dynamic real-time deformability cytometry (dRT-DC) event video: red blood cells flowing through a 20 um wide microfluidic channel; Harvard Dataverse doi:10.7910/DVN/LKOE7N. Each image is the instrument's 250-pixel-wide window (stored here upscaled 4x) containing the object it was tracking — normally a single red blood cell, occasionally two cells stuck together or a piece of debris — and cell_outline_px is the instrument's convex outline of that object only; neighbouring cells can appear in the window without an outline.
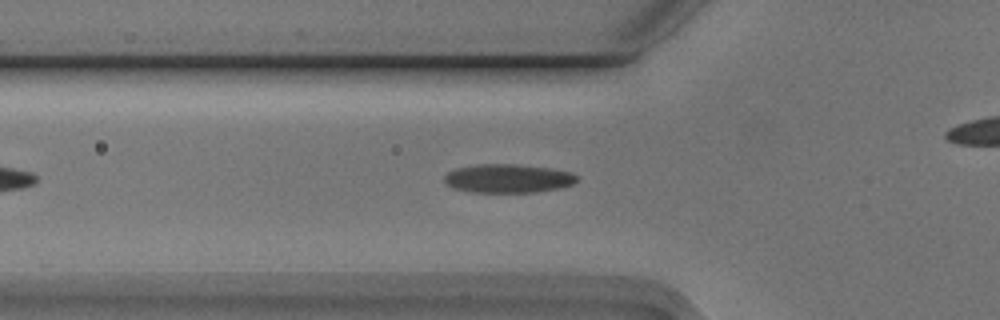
{"species": "Egyptian fruit bat (a non-hibernating species)", "species_latin": "Rousettus aegyptiacus", "temperature_condition": "cold", "stored_images_in_passage": 35, "camera_frame_rate_fps": 3000, "um_per_image_px": 0.085, "animal": {"sex": "male"}, "frame": {"image": 1, "passage_image": 9, "time_ms": 2.667, "image_size_px": [1000, 320], "cell_outline_px": [[580, 180], [572, 184], [560, 188], [536, 192], [472, 192], [452, 188], [444, 184], [444, 176], [448, 172], [456, 168], [480, 164], [512, 164], [548, 168], [572, 172]], "centroid_in_image_um": [43.16, 15.17], "position_along_channel_um": 82.6, "area_um2": 22.2}}
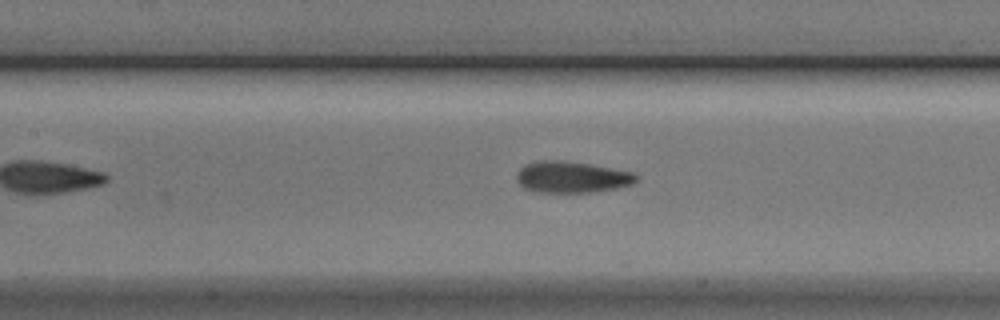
{"frame": {"image": 2, "passage_image": 15, "time_ms": 4.667, "image_size_px": [1000, 320], "cell_outline_px": [[640, 176], [632, 184], [616, 188], [588, 192], [536, 192], [524, 188], [516, 180], [516, 176], [520, 168], [528, 164], [544, 160], [564, 160], [612, 168], [632, 172]], "centroid_in_image_um": [48.6, 15.05], "position_along_channel_um": 158.8, "area_um2": 21.68}}
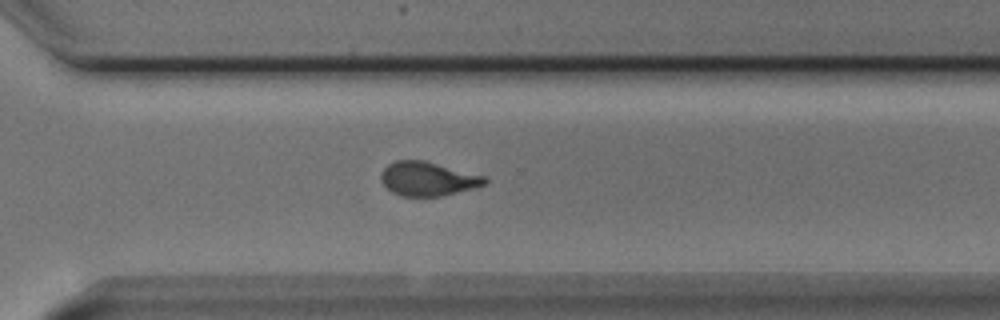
{"frame": {"image": 3, "passage_image": 29, "time_ms": 9.333, "image_size_px": [1000, 320], "cell_outline_px": [[488, 180], [484, 184], [472, 188], [440, 196], [400, 196], [392, 192], [380, 180], [380, 176], [384, 168], [388, 164], [396, 160], [420, 160], [484, 176]], "centroid_in_image_um": [36.3, 15.2], "position_along_channel_um": 334.3, "area_um2": 20.06}}